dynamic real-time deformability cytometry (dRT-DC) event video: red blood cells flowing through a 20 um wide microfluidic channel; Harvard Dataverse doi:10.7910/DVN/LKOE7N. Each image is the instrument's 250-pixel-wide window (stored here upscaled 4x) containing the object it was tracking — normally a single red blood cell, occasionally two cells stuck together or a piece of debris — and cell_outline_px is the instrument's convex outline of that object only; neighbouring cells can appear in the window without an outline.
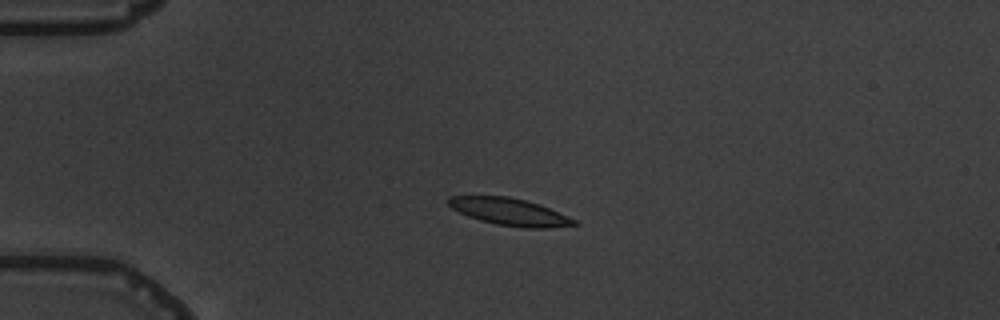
{"species": "common noctule bat (a hibernating species)", "species_latin": "Nyctalus noctula", "temperature_condition": "warm", "stored_images_in_passage": 4, "camera_frame_rate_fps": 3000, "um_per_image_px": 0.085, "animal": {"sex": "male", "body_mass_g": 19.5, "forearm_length_mm": 54.6}, "frame": {"image": 1, "passage_image": 3, "time_ms": 3.333, "image_size_px": [1000, 320], "cell_outline_px": [[580, 224], [548, 228], [524, 228], [496, 224], [480, 220], [468, 216], [452, 208], [448, 204], [448, 196], [508, 196], [540, 204], [568, 216], [576, 220]], "centroid_in_image_um": [43.34, 18.0], "position_along_channel_um": 41.7, "area_um2": 19.83}}